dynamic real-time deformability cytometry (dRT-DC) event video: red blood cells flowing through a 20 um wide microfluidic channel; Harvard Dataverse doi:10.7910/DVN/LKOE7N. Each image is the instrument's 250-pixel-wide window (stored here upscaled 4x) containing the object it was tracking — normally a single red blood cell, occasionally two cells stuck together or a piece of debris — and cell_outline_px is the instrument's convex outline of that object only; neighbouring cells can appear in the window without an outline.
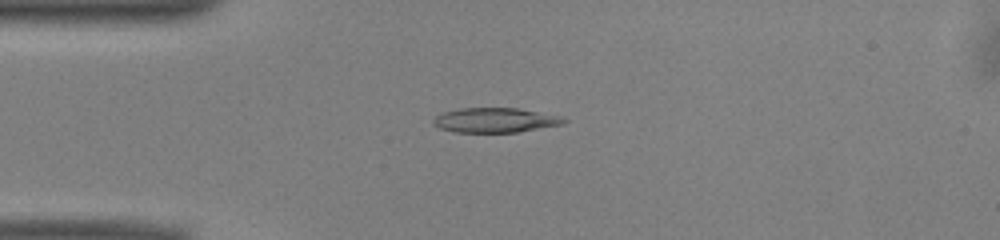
{"species": "common noctule bat (a hibernating species)", "species_latin": "Nyctalus noctula", "temperature_condition": "warm", "stored_images_in_passage": 53, "camera_frame_rate_fps": 3000, "um_per_image_px": 0.085, "animal": {"sex": "male", "body_mass_g": 13.0, "forearm_length_mm": 53.1}, "frame": {"image": 1, "passage_image": 14, "time_ms": 4.333, "image_size_px": [1000, 240], "cell_outline_px": [[560, 120], [556, 124], [512, 132], [460, 132], [444, 128], [436, 124], [440, 116], [448, 112], [468, 108], [512, 108]], "centroid_in_image_um": [41.89, 10.23], "position_along_channel_um": 43.1, "area_um2": 16.3}}
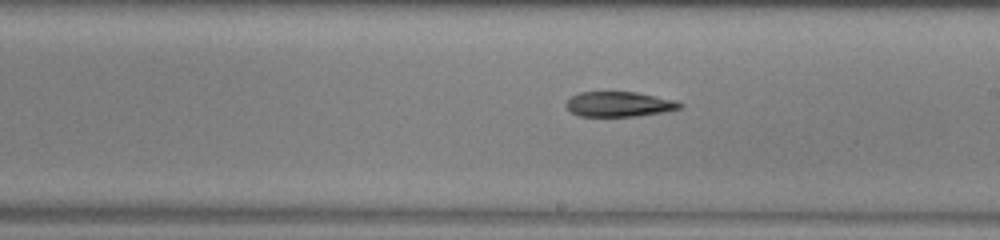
{"frame": {"image": 2, "passage_image": 30, "time_ms": 9.667, "image_size_px": [1000, 240], "cell_outline_px": [[680, 104], [676, 108], [656, 112], [628, 116], [584, 116], [572, 112], [568, 108], [568, 100], [572, 96], [584, 92], [632, 92], [652, 96]], "centroid_in_image_um": [52.46, 8.85], "position_along_channel_um": 236.5, "area_um2": 15.26}}
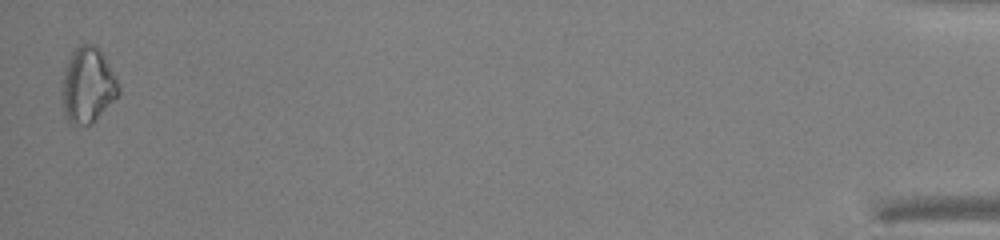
{"frame": {"image": 3, "passage_image": 52, "time_ms": 17.0, "image_size_px": [1000, 240], "cell_outline_px": [[116, 96], [88, 124], [68, 112], [68, 72], [72, 60], [76, 52], [80, 48], [92, 48], [100, 56], [116, 84]], "centroid_in_image_um": [7.57, 7.25], "position_along_channel_um": 427.6, "area_um2": 19.07}}